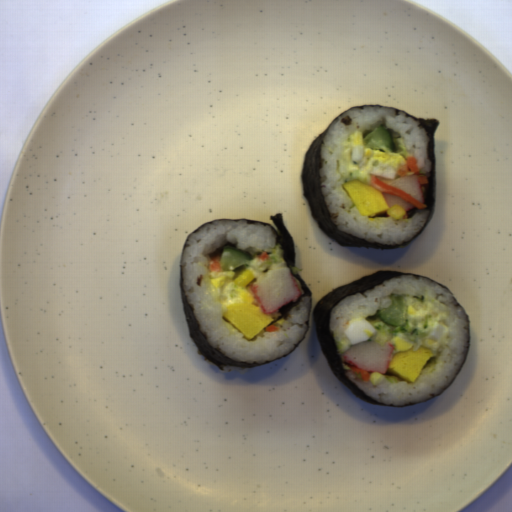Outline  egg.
Listing matches in <instances>:
<instances>
[{"mask_svg": "<svg viewBox=\"0 0 512 512\" xmlns=\"http://www.w3.org/2000/svg\"><path fill=\"white\" fill-rule=\"evenodd\" d=\"M235 272L233 283L236 292L241 296V301L227 307L222 316L249 341L266 326L281 317V314L278 310L264 314L259 303L254 300V296L248 288L255 282V271L245 267L237 269Z\"/></svg>", "mask_w": 512, "mask_h": 512, "instance_id": "egg-1", "label": "egg"}, {"mask_svg": "<svg viewBox=\"0 0 512 512\" xmlns=\"http://www.w3.org/2000/svg\"><path fill=\"white\" fill-rule=\"evenodd\" d=\"M361 216L375 218L378 215L389 214L394 220H399L407 213L402 206L389 207L380 190H376L372 184L359 180H350L342 184Z\"/></svg>", "mask_w": 512, "mask_h": 512, "instance_id": "egg-2", "label": "egg"}, {"mask_svg": "<svg viewBox=\"0 0 512 512\" xmlns=\"http://www.w3.org/2000/svg\"><path fill=\"white\" fill-rule=\"evenodd\" d=\"M394 350L390 359L388 371L398 379L415 383L434 354L428 347L413 350L412 343L403 341L399 337L393 340Z\"/></svg>", "mask_w": 512, "mask_h": 512, "instance_id": "egg-3", "label": "egg"}, {"mask_svg": "<svg viewBox=\"0 0 512 512\" xmlns=\"http://www.w3.org/2000/svg\"><path fill=\"white\" fill-rule=\"evenodd\" d=\"M385 379L384 373H380L378 371H373L369 373V381L371 385L380 384Z\"/></svg>", "mask_w": 512, "mask_h": 512, "instance_id": "egg-4", "label": "egg"}]
</instances>
